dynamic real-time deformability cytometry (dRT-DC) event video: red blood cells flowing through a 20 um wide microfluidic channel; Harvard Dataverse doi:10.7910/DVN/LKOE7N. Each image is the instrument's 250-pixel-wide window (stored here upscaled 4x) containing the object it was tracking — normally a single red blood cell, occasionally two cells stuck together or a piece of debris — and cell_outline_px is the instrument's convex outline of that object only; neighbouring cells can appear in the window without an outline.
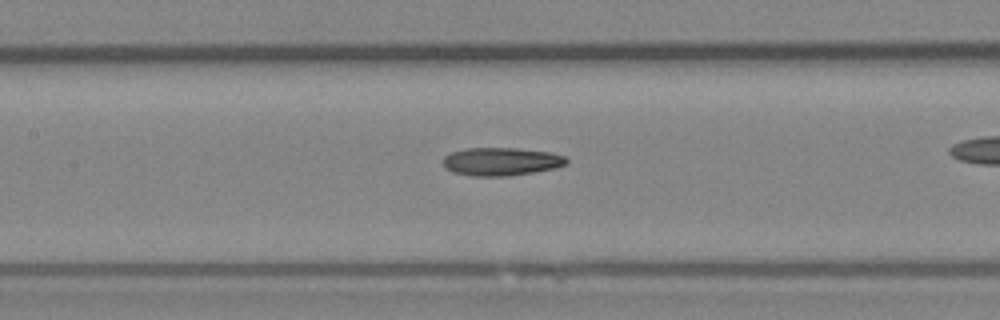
{"species": "Egyptian fruit bat (a non-hibernating species)", "species_latin": "Rousettus aegyptiacus", "temperature_condition": "room temperature", "stored_images_in_passage": 39, "camera_frame_rate_fps": 3000, "um_per_image_px": 0.085, "animal": {"sex": "female"}, "frame": {"image": 1, "passage_image": 23, "time_ms": 7.333, "image_size_px": [1000, 320], "cell_outline_px": [[568, 164], [556, 168], [508, 176], [472, 176], [452, 172], [444, 168], [444, 156], [452, 152], [468, 148], [516, 148], [552, 152], [564, 156], [568, 160]], "centroid_in_image_um": [42.62, 13.73], "position_along_channel_um": 164.8, "area_um2": 20.29}}